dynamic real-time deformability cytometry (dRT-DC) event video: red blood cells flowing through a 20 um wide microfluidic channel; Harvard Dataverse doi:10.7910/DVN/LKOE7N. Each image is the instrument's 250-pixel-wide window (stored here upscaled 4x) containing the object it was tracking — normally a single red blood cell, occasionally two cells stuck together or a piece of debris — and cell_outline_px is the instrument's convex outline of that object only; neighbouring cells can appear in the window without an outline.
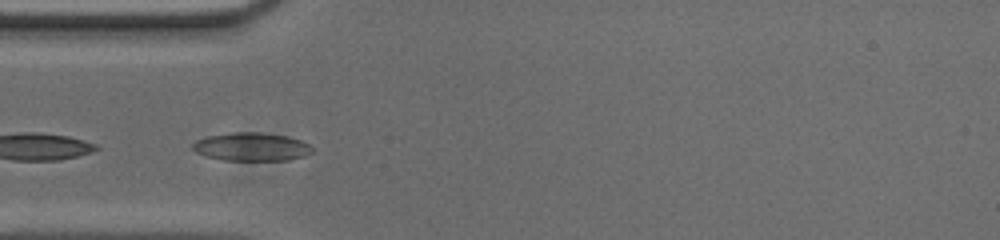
{"species": "common noctule bat (a hibernating species)", "species_latin": "Nyctalus noctula", "temperature_condition": "cold", "stored_images_in_passage": 21, "camera_frame_rate_fps": 3000, "um_per_image_px": 0.085, "animal": {"sex": "male", "body_mass_g": 20.0, "forearm_length_mm": 53.3}, "frame": {"image": 1, "passage_image": 7, "time_ms": 2.0, "image_size_px": [1000, 240], "cell_outline_px": [[312, 152], [304, 156], [288, 160], [224, 160], [204, 156], [196, 152], [192, 148], [192, 144], [196, 140], [208, 136], [232, 132], [260, 132], [288, 136], [300, 140], [308, 144], [312, 148]], "centroid_in_image_um": [21.36, 12.47], "position_along_channel_um": 63.6, "area_um2": 19.71}}